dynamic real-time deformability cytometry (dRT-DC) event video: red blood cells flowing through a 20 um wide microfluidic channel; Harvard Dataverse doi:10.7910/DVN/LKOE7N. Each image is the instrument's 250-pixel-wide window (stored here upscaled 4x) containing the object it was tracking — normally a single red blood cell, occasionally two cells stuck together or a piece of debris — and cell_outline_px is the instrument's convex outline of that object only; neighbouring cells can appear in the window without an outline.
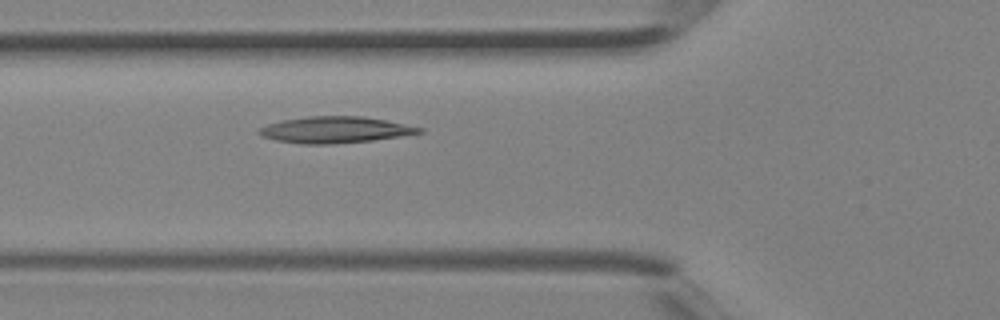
{"species": "Egyptian fruit bat (a non-hibernating species)", "species_latin": "Rousettus aegyptiacus", "temperature_condition": "room temperature", "stored_images_in_passage": 2, "camera_frame_rate_fps": 3000, "um_per_image_px": 0.085, "animal": {"sex": "female"}, "frame": {"image": 1, "passage_image": 2, "time_ms": 0.333, "image_size_px": [1000, 320], "cell_outline_px": [[424, 132], [372, 140], [332, 144], [300, 144], [276, 140], [264, 136], [256, 132], [260, 128], [268, 124], [280, 120], [308, 116], [360, 116], [384, 120], [424, 128]], "centroid_in_image_um": [28.44, 11.03], "position_along_channel_um": 97.4, "area_um2": 24.39}}